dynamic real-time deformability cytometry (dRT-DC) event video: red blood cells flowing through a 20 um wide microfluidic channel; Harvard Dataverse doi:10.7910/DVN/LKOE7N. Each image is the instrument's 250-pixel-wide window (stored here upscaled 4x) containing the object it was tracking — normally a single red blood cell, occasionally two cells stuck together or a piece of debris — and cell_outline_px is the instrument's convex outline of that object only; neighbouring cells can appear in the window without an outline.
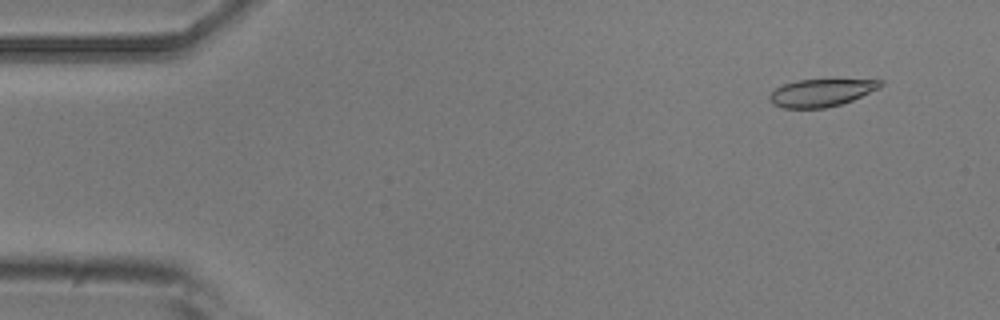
{"species": "common noctule bat (a hibernating species)", "species_latin": "Nyctalus noctula", "temperature_condition": "room temperature", "stored_images_in_passage": 17, "camera_frame_rate_fps": 3000, "um_per_image_px": 0.085, "animal": {"sex": "male", "body_mass_g": 20.5, "forearm_length_mm": 52.5}, "frame": {"image": 1, "passage_image": 2, "time_ms": 0.333, "image_size_px": [1000, 320], "cell_outline_px": [[884, 84], [880, 88], [852, 100], [840, 104], [824, 108], [784, 108], [772, 104], [768, 96], [776, 88], [784, 84], [796, 80], [884, 80]], "centroid_in_image_um": [69.8, 7.88], "position_along_channel_um": 15.2, "area_um2": 17.63}}
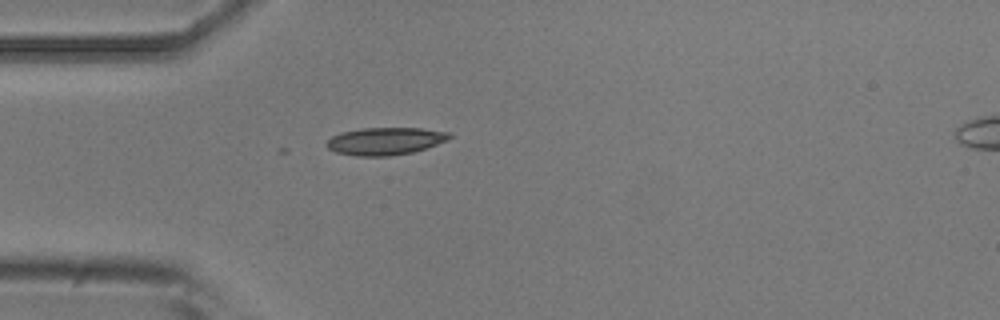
{"frame": {"image": 2, "passage_image": 12, "time_ms": 3.667, "image_size_px": [1000, 320], "cell_outline_px": [[452, 136], [448, 140], [412, 152], [388, 156], [356, 156], [336, 152], [328, 148], [324, 144], [332, 136], [340, 132], [360, 128], [420, 128], [452, 132]], "centroid_in_image_um": [32.73, 11.98], "position_along_channel_um": 52.3, "area_um2": 19.71}}
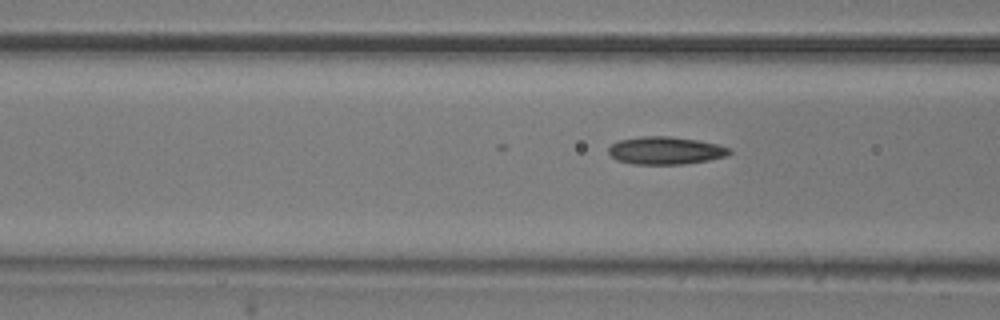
{"frame": {"image": 3, "passage_image": 17, "time_ms": 5.333, "image_size_px": [1000, 320], "cell_outline_px": [[732, 152], [728, 156], [708, 160], [684, 164], [636, 164], [616, 160], [608, 152], [608, 148], [612, 144], [620, 140], [640, 136], [668, 136], [700, 140], [720, 144], [732, 148]], "centroid_in_image_um": [56.63, 12.79], "position_along_channel_um": 110.0, "area_um2": 19.71}}